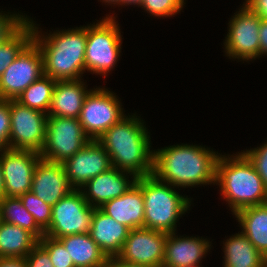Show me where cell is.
I'll list each match as a JSON object with an SVG mask.
<instances>
[{
    "mask_svg": "<svg viewBox=\"0 0 267 267\" xmlns=\"http://www.w3.org/2000/svg\"><path fill=\"white\" fill-rule=\"evenodd\" d=\"M219 156L220 153L196 144L166 146L154 150L153 175L178 189L215 185Z\"/></svg>",
    "mask_w": 267,
    "mask_h": 267,
    "instance_id": "cell-1",
    "label": "cell"
},
{
    "mask_svg": "<svg viewBox=\"0 0 267 267\" xmlns=\"http://www.w3.org/2000/svg\"><path fill=\"white\" fill-rule=\"evenodd\" d=\"M144 123L136 112L128 114L97 139L109 154L113 167L136 177L153 174L154 150H150V132Z\"/></svg>",
    "mask_w": 267,
    "mask_h": 267,
    "instance_id": "cell-2",
    "label": "cell"
},
{
    "mask_svg": "<svg viewBox=\"0 0 267 267\" xmlns=\"http://www.w3.org/2000/svg\"><path fill=\"white\" fill-rule=\"evenodd\" d=\"M33 41L43 55L44 75L56 81L82 79L85 73V49L87 26L44 33L38 29L33 18Z\"/></svg>",
    "mask_w": 267,
    "mask_h": 267,
    "instance_id": "cell-3",
    "label": "cell"
},
{
    "mask_svg": "<svg viewBox=\"0 0 267 267\" xmlns=\"http://www.w3.org/2000/svg\"><path fill=\"white\" fill-rule=\"evenodd\" d=\"M216 185L234 215L237 211L267 203V189L254 165L241 151L220 154L216 163Z\"/></svg>",
    "mask_w": 267,
    "mask_h": 267,
    "instance_id": "cell-4",
    "label": "cell"
},
{
    "mask_svg": "<svg viewBox=\"0 0 267 267\" xmlns=\"http://www.w3.org/2000/svg\"><path fill=\"white\" fill-rule=\"evenodd\" d=\"M144 198V227L166 233L176 232L180 217L190 210L192 199L153 174L137 177Z\"/></svg>",
    "mask_w": 267,
    "mask_h": 267,
    "instance_id": "cell-5",
    "label": "cell"
},
{
    "mask_svg": "<svg viewBox=\"0 0 267 267\" xmlns=\"http://www.w3.org/2000/svg\"><path fill=\"white\" fill-rule=\"evenodd\" d=\"M109 15L97 20L96 24L87 25L85 49V73L88 71L105 78L117 64L123 42L116 17Z\"/></svg>",
    "mask_w": 267,
    "mask_h": 267,
    "instance_id": "cell-6",
    "label": "cell"
},
{
    "mask_svg": "<svg viewBox=\"0 0 267 267\" xmlns=\"http://www.w3.org/2000/svg\"><path fill=\"white\" fill-rule=\"evenodd\" d=\"M89 140L79 118L48 116L45 144L39 154L49 162L64 163Z\"/></svg>",
    "mask_w": 267,
    "mask_h": 267,
    "instance_id": "cell-7",
    "label": "cell"
},
{
    "mask_svg": "<svg viewBox=\"0 0 267 267\" xmlns=\"http://www.w3.org/2000/svg\"><path fill=\"white\" fill-rule=\"evenodd\" d=\"M119 97L108 88L91 89L83 103L79 122L90 140H97L113 124L118 123L126 114L123 112Z\"/></svg>",
    "mask_w": 267,
    "mask_h": 267,
    "instance_id": "cell-8",
    "label": "cell"
},
{
    "mask_svg": "<svg viewBox=\"0 0 267 267\" xmlns=\"http://www.w3.org/2000/svg\"><path fill=\"white\" fill-rule=\"evenodd\" d=\"M95 209L88 204L80 189H74L52 207L51 222L45 235L59 239L90 233Z\"/></svg>",
    "mask_w": 267,
    "mask_h": 267,
    "instance_id": "cell-9",
    "label": "cell"
},
{
    "mask_svg": "<svg viewBox=\"0 0 267 267\" xmlns=\"http://www.w3.org/2000/svg\"><path fill=\"white\" fill-rule=\"evenodd\" d=\"M234 14L230 17L228 33L223 43L226 56L248 62L258 59L261 18L244 3Z\"/></svg>",
    "mask_w": 267,
    "mask_h": 267,
    "instance_id": "cell-10",
    "label": "cell"
},
{
    "mask_svg": "<svg viewBox=\"0 0 267 267\" xmlns=\"http://www.w3.org/2000/svg\"><path fill=\"white\" fill-rule=\"evenodd\" d=\"M48 114L10 100L9 148L41 152Z\"/></svg>",
    "mask_w": 267,
    "mask_h": 267,
    "instance_id": "cell-11",
    "label": "cell"
},
{
    "mask_svg": "<svg viewBox=\"0 0 267 267\" xmlns=\"http://www.w3.org/2000/svg\"><path fill=\"white\" fill-rule=\"evenodd\" d=\"M42 75L43 55L37 44L32 41L0 76V99L16 100Z\"/></svg>",
    "mask_w": 267,
    "mask_h": 267,
    "instance_id": "cell-12",
    "label": "cell"
},
{
    "mask_svg": "<svg viewBox=\"0 0 267 267\" xmlns=\"http://www.w3.org/2000/svg\"><path fill=\"white\" fill-rule=\"evenodd\" d=\"M167 233L145 227L129 231L117 258L133 264L162 267Z\"/></svg>",
    "mask_w": 267,
    "mask_h": 267,
    "instance_id": "cell-13",
    "label": "cell"
},
{
    "mask_svg": "<svg viewBox=\"0 0 267 267\" xmlns=\"http://www.w3.org/2000/svg\"><path fill=\"white\" fill-rule=\"evenodd\" d=\"M40 159V154L32 150L9 148L0 152L5 196L19 197L31 191L33 172Z\"/></svg>",
    "mask_w": 267,
    "mask_h": 267,
    "instance_id": "cell-14",
    "label": "cell"
},
{
    "mask_svg": "<svg viewBox=\"0 0 267 267\" xmlns=\"http://www.w3.org/2000/svg\"><path fill=\"white\" fill-rule=\"evenodd\" d=\"M62 164L74 189H81L92 178L113 167L109 154L98 140H89Z\"/></svg>",
    "mask_w": 267,
    "mask_h": 267,
    "instance_id": "cell-15",
    "label": "cell"
},
{
    "mask_svg": "<svg viewBox=\"0 0 267 267\" xmlns=\"http://www.w3.org/2000/svg\"><path fill=\"white\" fill-rule=\"evenodd\" d=\"M136 180L137 177L133 173L112 167L92 178L80 190L89 205L99 208L126 193Z\"/></svg>",
    "mask_w": 267,
    "mask_h": 267,
    "instance_id": "cell-16",
    "label": "cell"
},
{
    "mask_svg": "<svg viewBox=\"0 0 267 267\" xmlns=\"http://www.w3.org/2000/svg\"><path fill=\"white\" fill-rule=\"evenodd\" d=\"M73 190L62 163L42 158L38 161L33 172L31 192L39 199L53 207Z\"/></svg>",
    "mask_w": 267,
    "mask_h": 267,
    "instance_id": "cell-17",
    "label": "cell"
},
{
    "mask_svg": "<svg viewBox=\"0 0 267 267\" xmlns=\"http://www.w3.org/2000/svg\"><path fill=\"white\" fill-rule=\"evenodd\" d=\"M176 234L167 233L162 267L198 266L212 247L210 240L198 236L178 237Z\"/></svg>",
    "mask_w": 267,
    "mask_h": 267,
    "instance_id": "cell-18",
    "label": "cell"
},
{
    "mask_svg": "<svg viewBox=\"0 0 267 267\" xmlns=\"http://www.w3.org/2000/svg\"><path fill=\"white\" fill-rule=\"evenodd\" d=\"M144 206L142 189L135 183L126 193L104 203L99 209L132 230L144 227Z\"/></svg>",
    "mask_w": 267,
    "mask_h": 267,
    "instance_id": "cell-19",
    "label": "cell"
},
{
    "mask_svg": "<svg viewBox=\"0 0 267 267\" xmlns=\"http://www.w3.org/2000/svg\"><path fill=\"white\" fill-rule=\"evenodd\" d=\"M129 231L128 227L116 222L99 208L95 209L90 236L108 259L117 257L121 252Z\"/></svg>",
    "mask_w": 267,
    "mask_h": 267,
    "instance_id": "cell-20",
    "label": "cell"
},
{
    "mask_svg": "<svg viewBox=\"0 0 267 267\" xmlns=\"http://www.w3.org/2000/svg\"><path fill=\"white\" fill-rule=\"evenodd\" d=\"M83 79L56 81L48 116L79 118L87 94Z\"/></svg>",
    "mask_w": 267,
    "mask_h": 267,
    "instance_id": "cell-21",
    "label": "cell"
},
{
    "mask_svg": "<svg viewBox=\"0 0 267 267\" xmlns=\"http://www.w3.org/2000/svg\"><path fill=\"white\" fill-rule=\"evenodd\" d=\"M241 232L256 249L267 256V203L245 207L234 214Z\"/></svg>",
    "mask_w": 267,
    "mask_h": 267,
    "instance_id": "cell-22",
    "label": "cell"
},
{
    "mask_svg": "<svg viewBox=\"0 0 267 267\" xmlns=\"http://www.w3.org/2000/svg\"><path fill=\"white\" fill-rule=\"evenodd\" d=\"M75 267H106L108 258L91 238L90 233L59 238Z\"/></svg>",
    "mask_w": 267,
    "mask_h": 267,
    "instance_id": "cell-23",
    "label": "cell"
},
{
    "mask_svg": "<svg viewBox=\"0 0 267 267\" xmlns=\"http://www.w3.org/2000/svg\"><path fill=\"white\" fill-rule=\"evenodd\" d=\"M223 244V267H262L266 262L242 232L230 236Z\"/></svg>",
    "mask_w": 267,
    "mask_h": 267,
    "instance_id": "cell-24",
    "label": "cell"
},
{
    "mask_svg": "<svg viewBox=\"0 0 267 267\" xmlns=\"http://www.w3.org/2000/svg\"><path fill=\"white\" fill-rule=\"evenodd\" d=\"M39 243L30 231L14 224L0 223V258H25Z\"/></svg>",
    "mask_w": 267,
    "mask_h": 267,
    "instance_id": "cell-25",
    "label": "cell"
},
{
    "mask_svg": "<svg viewBox=\"0 0 267 267\" xmlns=\"http://www.w3.org/2000/svg\"><path fill=\"white\" fill-rule=\"evenodd\" d=\"M1 220L33 233L39 240L45 232L37 225L34 217L25 209L19 197L5 196L0 200Z\"/></svg>",
    "mask_w": 267,
    "mask_h": 267,
    "instance_id": "cell-26",
    "label": "cell"
},
{
    "mask_svg": "<svg viewBox=\"0 0 267 267\" xmlns=\"http://www.w3.org/2000/svg\"><path fill=\"white\" fill-rule=\"evenodd\" d=\"M56 80L42 75L16 99L20 104L48 114Z\"/></svg>",
    "mask_w": 267,
    "mask_h": 267,
    "instance_id": "cell-27",
    "label": "cell"
},
{
    "mask_svg": "<svg viewBox=\"0 0 267 267\" xmlns=\"http://www.w3.org/2000/svg\"><path fill=\"white\" fill-rule=\"evenodd\" d=\"M33 41V25L28 19L10 38L0 43V76Z\"/></svg>",
    "mask_w": 267,
    "mask_h": 267,
    "instance_id": "cell-28",
    "label": "cell"
},
{
    "mask_svg": "<svg viewBox=\"0 0 267 267\" xmlns=\"http://www.w3.org/2000/svg\"><path fill=\"white\" fill-rule=\"evenodd\" d=\"M25 209L34 217L37 225L45 232L51 222L52 206L29 191L19 196Z\"/></svg>",
    "mask_w": 267,
    "mask_h": 267,
    "instance_id": "cell-29",
    "label": "cell"
},
{
    "mask_svg": "<svg viewBox=\"0 0 267 267\" xmlns=\"http://www.w3.org/2000/svg\"><path fill=\"white\" fill-rule=\"evenodd\" d=\"M38 244L49 254L54 267H75L71 256L59 239L44 235Z\"/></svg>",
    "mask_w": 267,
    "mask_h": 267,
    "instance_id": "cell-30",
    "label": "cell"
},
{
    "mask_svg": "<svg viewBox=\"0 0 267 267\" xmlns=\"http://www.w3.org/2000/svg\"><path fill=\"white\" fill-rule=\"evenodd\" d=\"M185 0H143L140 7L153 17L177 15L185 6Z\"/></svg>",
    "mask_w": 267,
    "mask_h": 267,
    "instance_id": "cell-31",
    "label": "cell"
},
{
    "mask_svg": "<svg viewBox=\"0 0 267 267\" xmlns=\"http://www.w3.org/2000/svg\"><path fill=\"white\" fill-rule=\"evenodd\" d=\"M0 12V43L10 38L27 20L28 16L19 13Z\"/></svg>",
    "mask_w": 267,
    "mask_h": 267,
    "instance_id": "cell-32",
    "label": "cell"
},
{
    "mask_svg": "<svg viewBox=\"0 0 267 267\" xmlns=\"http://www.w3.org/2000/svg\"><path fill=\"white\" fill-rule=\"evenodd\" d=\"M247 158L254 165L256 171L263 180V184L267 189V140L260 147L242 150Z\"/></svg>",
    "mask_w": 267,
    "mask_h": 267,
    "instance_id": "cell-33",
    "label": "cell"
},
{
    "mask_svg": "<svg viewBox=\"0 0 267 267\" xmlns=\"http://www.w3.org/2000/svg\"><path fill=\"white\" fill-rule=\"evenodd\" d=\"M10 100L0 99V152L9 149Z\"/></svg>",
    "mask_w": 267,
    "mask_h": 267,
    "instance_id": "cell-34",
    "label": "cell"
},
{
    "mask_svg": "<svg viewBox=\"0 0 267 267\" xmlns=\"http://www.w3.org/2000/svg\"><path fill=\"white\" fill-rule=\"evenodd\" d=\"M28 267H54L49 254L37 244L25 257Z\"/></svg>",
    "mask_w": 267,
    "mask_h": 267,
    "instance_id": "cell-35",
    "label": "cell"
},
{
    "mask_svg": "<svg viewBox=\"0 0 267 267\" xmlns=\"http://www.w3.org/2000/svg\"><path fill=\"white\" fill-rule=\"evenodd\" d=\"M244 4L261 19H267V0H245Z\"/></svg>",
    "mask_w": 267,
    "mask_h": 267,
    "instance_id": "cell-36",
    "label": "cell"
},
{
    "mask_svg": "<svg viewBox=\"0 0 267 267\" xmlns=\"http://www.w3.org/2000/svg\"><path fill=\"white\" fill-rule=\"evenodd\" d=\"M260 57L267 55V19H261L259 27Z\"/></svg>",
    "mask_w": 267,
    "mask_h": 267,
    "instance_id": "cell-37",
    "label": "cell"
},
{
    "mask_svg": "<svg viewBox=\"0 0 267 267\" xmlns=\"http://www.w3.org/2000/svg\"><path fill=\"white\" fill-rule=\"evenodd\" d=\"M0 267H28L25 258H0Z\"/></svg>",
    "mask_w": 267,
    "mask_h": 267,
    "instance_id": "cell-38",
    "label": "cell"
},
{
    "mask_svg": "<svg viewBox=\"0 0 267 267\" xmlns=\"http://www.w3.org/2000/svg\"><path fill=\"white\" fill-rule=\"evenodd\" d=\"M106 267H151V266L128 263L118 259L117 257H113L108 259Z\"/></svg>",
    "mask_w": 267,
    "mask_h": 267,
    "instance_id": "cell-39",
    "label": "cell"
},
{
    "mask_svg": "<svg viewBox=\"0 0 267 267\" xmlns=\"http://www.w3.org/2000/svg\"><path fill=\"white\" fill-rule=\"evenodd\" d=\"M5 197V181L3 176V170L0 162V200Z\"/></svg>",
    "mask_w": 267,
    "mask_h": 267,
    "instance_id": "cell-40",
    "label": "cell"
},
{
    "mask_svg": "<svg viewBox=\"0 0 267 267\" xmlns=\"http://www.w3.org/2000/svg\"><path fill=\"white\" fill-rule=\"evenodd\" d=\"M143 0H121V6L138 5L140 7Z\"/></svg>",
    "mask_w": 267,
    "mask_h": 267,
    "instance_id": "cell-41",
    "label": "cell"
},
{
    "mask_svg": "<svg viewBox=\"0 0 267 267\" xmlns=\"http://www.w3.org/2000/svg\"><path fill=\"white\" fill-rule=\"evenodd\" d=\"M102 1V3L104 2L106 5H112L113 4V6H115V5H119V7H120V5H121V0H100V2Z\"/></svg>",
    "mask_w": 267,
    "mask_h": 267,
    "instance_id": "cell-42",
    "label": "cell"
},
{
    "mask_svg": "<svg viewBox=\"0 0 267 267\" xmlns=\"http://www.w3.org/2000/svg\"><path fill=\"white\" fill-rule=\"evenodd\" d=\"M262 267H267V261L264 263V265Z\"/></svg>",
    "mask_w": 267,
    "mask_h": 267,
    "instance_id": "cell-43",
    "label": "cell"
}]
</instances>
